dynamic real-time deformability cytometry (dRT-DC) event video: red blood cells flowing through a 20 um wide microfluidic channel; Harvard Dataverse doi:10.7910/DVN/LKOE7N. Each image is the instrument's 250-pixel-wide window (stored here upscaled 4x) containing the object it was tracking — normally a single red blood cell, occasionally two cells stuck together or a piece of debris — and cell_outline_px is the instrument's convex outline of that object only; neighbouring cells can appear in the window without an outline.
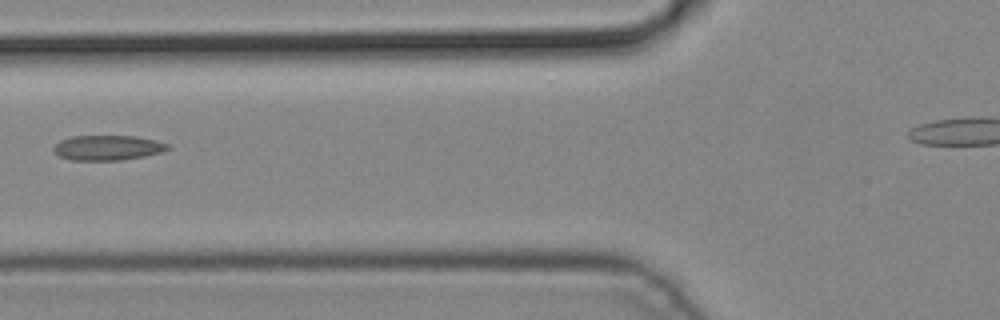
{"species": "common noctule bat (a hibernating species)", "species_latin": "Nyctalus noctula", "temperature_condition": "cold", "stored_images_in_passage": 4, "camera_frame_rate_fps": 3000, "um_per_image_px": 0.085, "animal": {"sex": "male", "body_mass_g": 19.2, "forearm_length_mm": 51.8}, "frame": {"image": 1, "passage_image": 3, "time_ms": 0.667, "image_size_px": [1000, 320], "cell_outline_px": [[172, 148], [160, 152], [144, 156], [120, 160], [72, 160], [60, 156], [52, 148], [60, 140], [72, 136], [136, 136], [168, 144]], "centroid_in_image_um": [9.14, 12.55], "position_along_channel_um": 116.7, "area_um2": 16.42}}
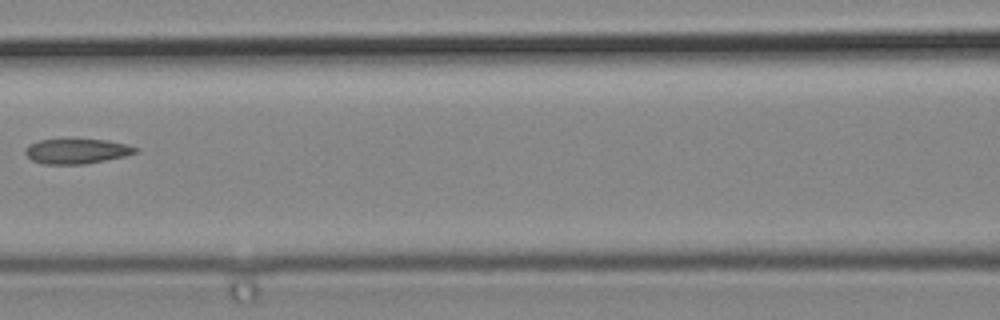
{"frame": {"image": 2, "passage_image": 4, "time_ms": 1.0, "image_size_px": [1000, 320], "cell_outline_px": [[140, 148], [136, 152], [124, 156], [84, 164], [44, 164], [32, 160], [24, 152], [24, 148], [28, 144], [40, 140], [108, 140], [128, 144]], "centroid_in_image_um": [6.52, 12.85], "position_along_channel_um": 160.1, "area_um2": 15.9}}